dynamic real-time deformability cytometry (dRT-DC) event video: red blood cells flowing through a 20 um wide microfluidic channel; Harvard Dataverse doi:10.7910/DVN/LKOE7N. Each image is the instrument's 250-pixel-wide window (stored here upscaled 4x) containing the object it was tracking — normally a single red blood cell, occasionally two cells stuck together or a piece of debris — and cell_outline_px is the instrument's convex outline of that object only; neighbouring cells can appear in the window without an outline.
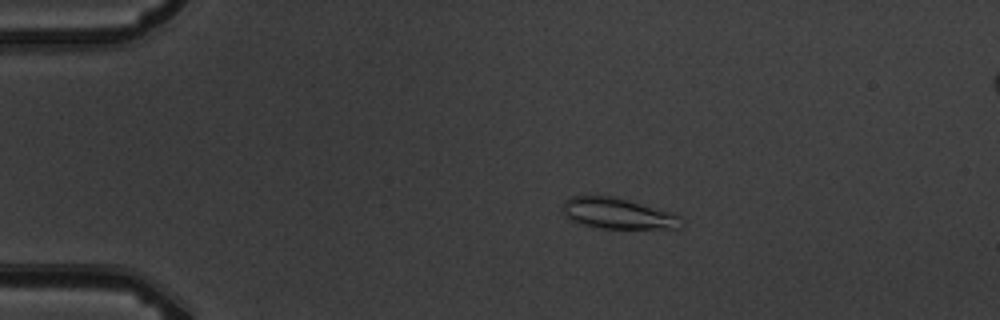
{"species": "common noctule bat (a hibernating species)", "species_latin": "Nyctalus noctula", "temperature_condition": "warm", "stored_images_in_passage": 6, "camera_frame_rate_fps": 3000, "um_per_image_px": 0.085, "animal": {"sex": "male", "body_mass_g": 19.5, "forearm_length_mm": 54.6}, "frame": {"image": 1, "passage_image": 3, "time_ms": 2.333, "image_size_px": [1000, 320], "cell_outline_px": [[684, 224], [680, 228], [604, 228], [584, 224], [572, 220], [564, 216], [564, 200], [572, 196], [612, 196], [676, 212], [680, 216]], "centroid_in_image_um": [52.59, 18.14], "position_along_channel_um": 32.4, "area_um2": 21.27}}
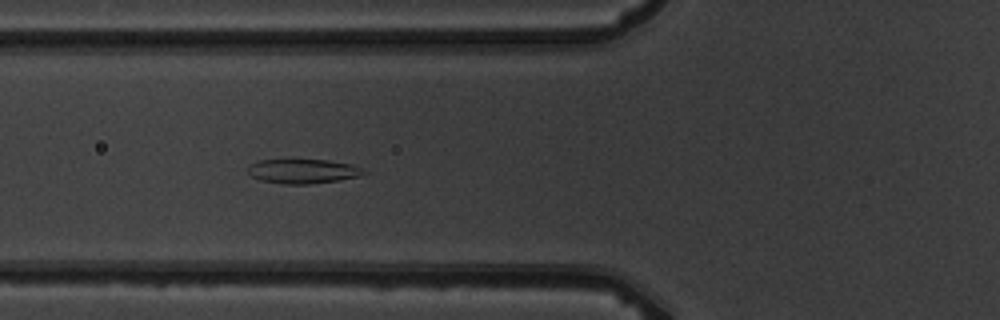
{"frame": {"image": 2, "passage_image": 6, "time_ms": 5.667, "image_size_px": [1000, 320], "cell_outline_px": [[368, 172], [356, 176], [340, 180], [308, 184], [284, 184], [260, 180], [252, 176], [244, 168], [248, 164], [260, 160], [328, 160], [352, 164], [364, 168]], "centroid_in_image_um": [25.72, 14.55], "position_along_channel_um": 100.1, "area_um2": 16.59}}